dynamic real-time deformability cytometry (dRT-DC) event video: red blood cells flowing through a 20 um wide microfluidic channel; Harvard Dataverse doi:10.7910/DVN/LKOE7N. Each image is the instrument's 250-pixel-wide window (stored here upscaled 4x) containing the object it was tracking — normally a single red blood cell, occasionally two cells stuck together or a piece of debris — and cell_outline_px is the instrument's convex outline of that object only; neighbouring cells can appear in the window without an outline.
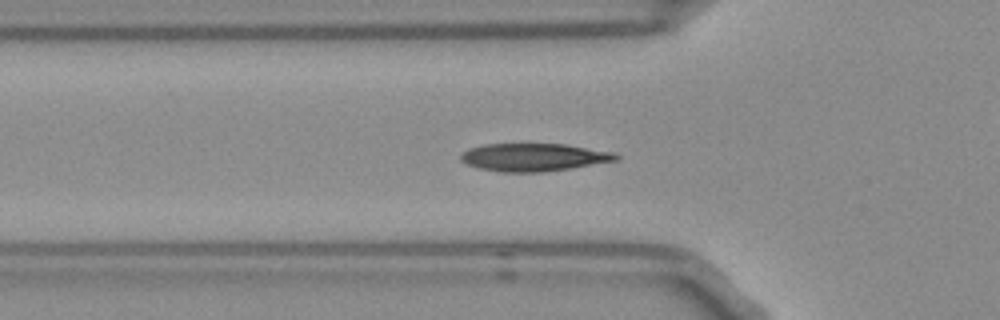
{"species": "Egyptian fruit bat (a non-hibernating species)", "species_latin": "Rousettus aegyptiacus", "temperature_condition": "room temperature", "stored_images_in_passage": 50, "camera_frame_rate_fps": 3000, "um_per_image_px": 0.085, "frame": {"image": 1, "passage_image": 13, "time_ms": 4.0, "image_size_px": [1000, 320], "cell_outline_px": [[620, 160], [572, 168], [544, 172], [500, 172], [480, 168], [468, 164], [460, 160], [460, 156], [468, 148], [484, 144], [564, 144], [616, 152], [620, 156]], "centroid_in_image_um": [45.43, 13.36], "position_along_channel_um": 80.4, "area_um2": 25.32}}
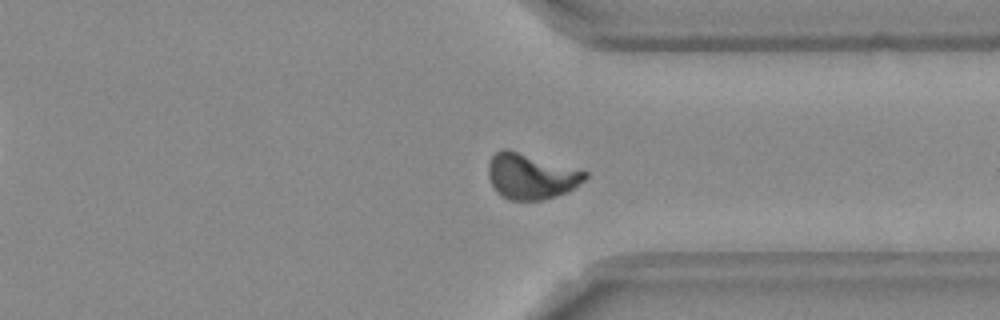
{"frame": {"image": 2, "passage_image": 36, "time_ms": 11.667, "image_size_px": [1000, 320], "cell_outline_px": [[588, 176], [584, 180], [568, 192], [544, 200], [508, 200], [496, 192], [488, 176], [488, 164], [492, 156], [496, 152], [504, 148], [588, 172]], "centroid_in_image_um": [45.11, 15.01], "position_along_channel_um": 366.3, "area_um2": 25.43}}
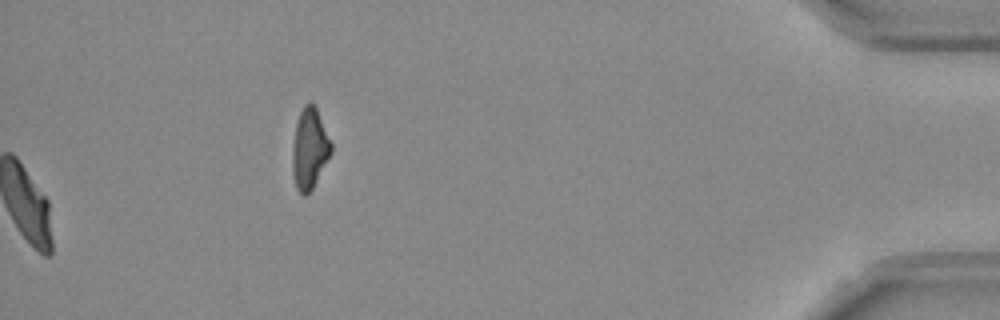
{"frame": {"image": 3, "passage_image": 50, "time_ms": 16.333, "image_size_px": [1000, 320], "cell_outline_px": [[332, 152], [312, 188], [304, 196], [296, 188], [292, 172], [292, 148], [296, 124], [300, 112], [304, 104], [308, 100], [316, 108], [332, 144]], "centroid_in_image_um": [26.3, 12.63], "position_along_channel_um": 408.9, "area_um2": 17.98}, "authors_computed_cell_mechanics": {"area_um2": 24.3338, "velocity_mm_per_s": 3.7297, "shape_relaxation_time_tau1_ms": 3.8739, "shape_relaxation_time_tau2_ms": 0.9683, "deformation_change_tau1": 0.1647, "deformation_change_tau2": 0.0389}}